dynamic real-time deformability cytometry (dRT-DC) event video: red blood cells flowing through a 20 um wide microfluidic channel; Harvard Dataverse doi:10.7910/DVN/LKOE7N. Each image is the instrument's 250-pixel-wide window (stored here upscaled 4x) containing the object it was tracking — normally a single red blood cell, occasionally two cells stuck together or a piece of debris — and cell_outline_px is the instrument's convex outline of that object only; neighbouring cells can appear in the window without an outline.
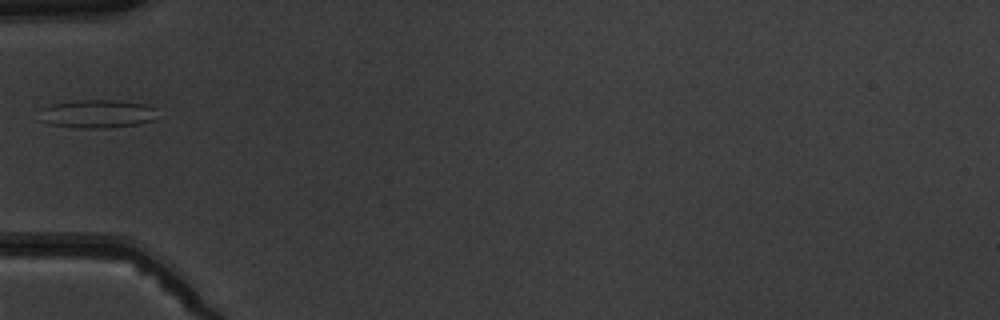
{"species": "common noctule bat (a hibernating species)", "species_latin": "Nyctalus noctula", "temperature_condition": "warm", "stored_images_in_passage": 2, "camera_frame_rate_fps": 3000, "um_per_image_px": 0.085, "animal": {"sex": "male", "body_mass_g": 19.5, "forearm_length_mm": 54.6}, "frame": {"image": 1, "passage_image": 2, "time_ms": 1.667, "image_size_px": [1000, 320], "cell_outline_px": [[156, 120], [140, 124], [104, 128], [76, 128], [48, 124], [40, 120], [40, 108], [52, 104], [76, 100], [120, 100], [148, 104], [156, 108]], "centroid_in_image_um": [8.29, 9.67], "position_along_channel_um": 76.7, "area_um2": 19.88}}